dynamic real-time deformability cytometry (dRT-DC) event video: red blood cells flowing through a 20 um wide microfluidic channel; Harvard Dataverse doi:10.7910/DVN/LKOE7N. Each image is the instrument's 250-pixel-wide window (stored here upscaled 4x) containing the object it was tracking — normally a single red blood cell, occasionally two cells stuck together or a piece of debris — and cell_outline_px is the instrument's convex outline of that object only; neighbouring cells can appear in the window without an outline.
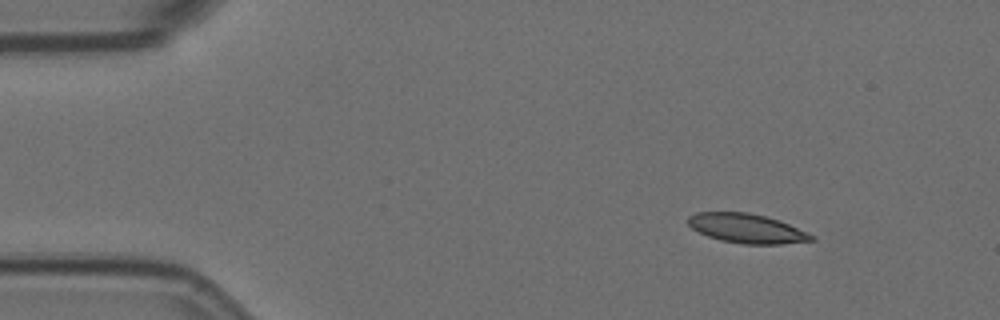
{"species": "Egyptian fruit bat (a non-hibernating species)", "species_latin": "Rousettus aegyptiacus", "temperature_condition": "room temperature", "stored_images_in_passage": 10, "camera_frame_rate_fps": 3000, "um_per_image_px": 0.085, "animal": {"sex": "female"}, "frame": {"image": 1, "passage_image": 1, "time_ms": 0.0, "image_size_px": [1000, 320], "cell_outline_px": [[816, 240], [780, 244], [744, 244], [720, 240], [708, 236], [692, 228], [688, 224], [688, 216], [696, 212], [748, 212], [780, 220], [816, 236]], "centroid_in_image_um": [63.49, 19.41], "position_along_channel_um": 21.5, "area_um2": 21.1}}
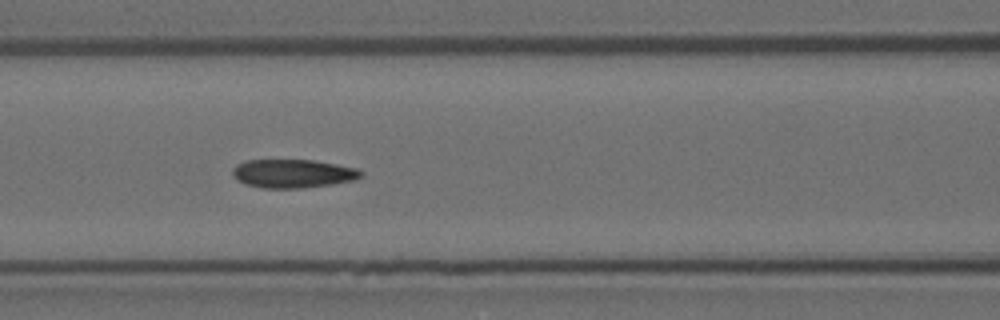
{"frame": {"image": 2, "passage_image": 6, "time_ms": 1.667, "image_size_px": [1000, 320], "cell_outline_px": [[364, 176], [356, 180], [332, 184], [304, 188], [260, 188], [244, 184], [236, 180], [232, 176], [232, 168], [236, 164], [244, 160], [312, 160], [336, 164], [356, 168], [364, 172]], "centroid_in_image_um": [24.88, 14.76], "position_along_channel_um": 141.7, "area_um2": 21.73}}
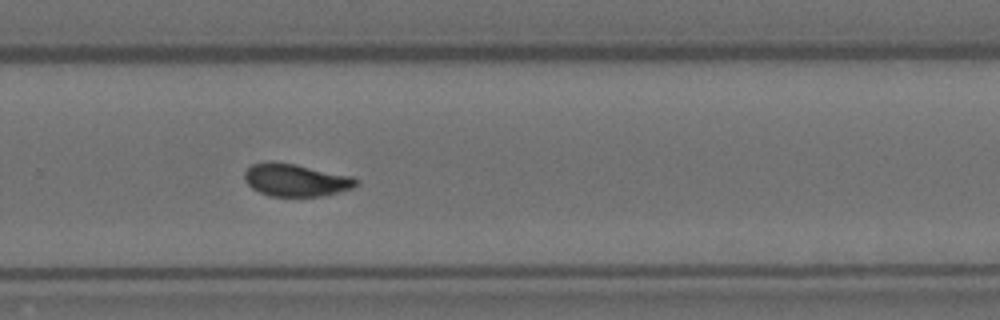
{"frame": {"image": 3, "passage_image": 10, "time_ms": 3.0, "image_size_px": [1000, 320], "cell_outline_px": [[356, 184], [352, 188], [324, 196], [272, 196], [260, 192], [252, 188], [244, 180], [244, 172], [252, 164], [264, 160], [272, 160], [296, 164], [352, 176], [356, 180]], "centroid_in_image_um": [25.08, 15.28], "position_along_channel_um": 304.7, "area_um2": 21.27}}